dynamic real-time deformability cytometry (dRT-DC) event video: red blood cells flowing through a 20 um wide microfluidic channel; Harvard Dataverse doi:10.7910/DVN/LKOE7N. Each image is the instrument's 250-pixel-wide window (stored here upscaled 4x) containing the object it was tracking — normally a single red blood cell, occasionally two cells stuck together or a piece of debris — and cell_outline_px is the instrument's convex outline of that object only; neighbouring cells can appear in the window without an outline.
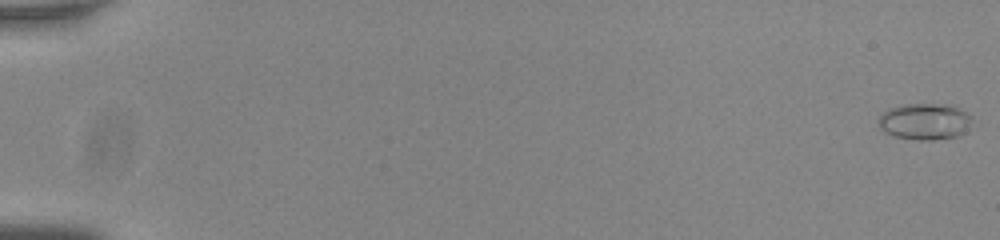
{"species": "common noctule bat (a hibernating species)", "species_latin": "Nyctalus noctula", "temperature_condition": "room temperature", "stored_images_in_passage": 56, "camera_frame_rate_fps": 3000, "um_per_image_px": 0.085, "animal": {"sex": "male", "body_mass_g": 20.0, "forearm_length_mm": 53.3}, "frame": {"image": 1, "passage_image": 1, "time_ms": 0.0, "image_size_px": [1000, 240], "cell_outline_px": [[972, 116], [964, 132], [956, 136], [932, 140], [920, 140], [892, 136], [884, 132], [880, 128], [880, 116], [888, 108], [904, 104], [932, 104], [956, 108]], "centroid_in_image_um": [78.54, 10.34], "position_along_channel_um": 6.5, "area_um2": 19.31}}
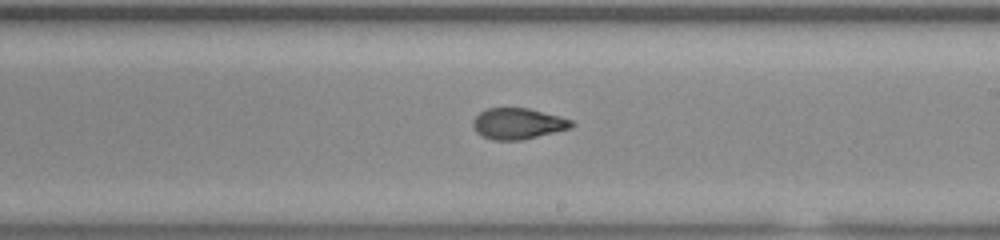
{"frame": {"image": 2, "passage_image": 35, "time_ms": 11.333, "image_size_px": [1000, 240], "cell_outline_px": [[576, 124], [568, 128], [520, 140], [492, 140], [476, 132], [472, 124], [472, 120], [480, 112], [488, 108], [528, 108], [572, 120]], "centroid_in_image_um": [43.97, 10.5], "position_along_channel_um": 245.0, "area_um2": 17.46}}
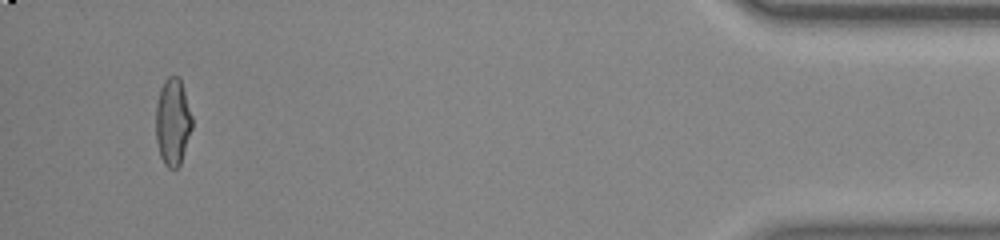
{"frame": {"image": 3, "passage_image": 54, "time_ms": 17.667, "image_size_px": [1000, 240], "cell_outline_px": [[192, 128], [180, 164], [176, 168], [168, 168], [164, 164], [160, 156], [156, 140], [156, 104], [160, 88], [164, 80], [168, 76], [180, 76], [192, 116]], "centroid_in_image_um": [14.67, 10.33], "position_along_channel_um": 420.5, "area_um2": 18.5}, "authors_computed_cell_mechanics": {"area_um2": 18.1781, "velocity_mm_per_s": 3.807, "shape_relaxation_time_tau1_ms": 10.3429, "shape_relaxation_time_tau2_ms": 1.2548, "deformation_change_tau1": 0.261, "deformation_change_tau2": 0.0667}}